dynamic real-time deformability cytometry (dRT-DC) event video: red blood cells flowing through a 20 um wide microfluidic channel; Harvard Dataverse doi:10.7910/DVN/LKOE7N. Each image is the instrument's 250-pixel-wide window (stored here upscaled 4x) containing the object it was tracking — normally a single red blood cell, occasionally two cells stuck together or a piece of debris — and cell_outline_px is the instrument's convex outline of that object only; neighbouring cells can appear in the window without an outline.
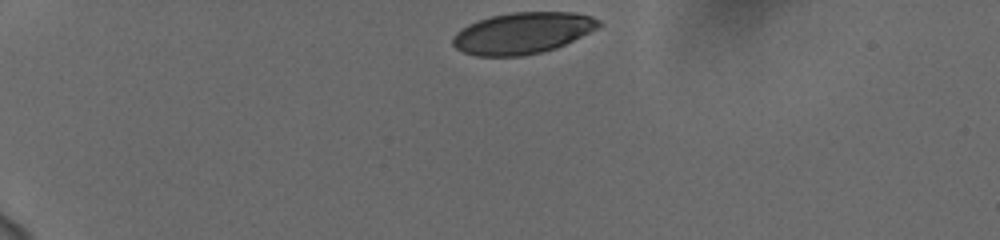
{"species": "human", "species_latin": "Homo sapiens", "temperature_condition": "cold", "stored_images_in_passage": 37, "camera_frame_rate_fps": 3000, "um_per_image_px": 0.085, "donor": {"sex": "female"}, "frame": {"image": 1, "passage_image": 1, "time_ms": 0.0, "image_size_px": [1000, 240], "cell_outline_px": [[604, 24], [556, 48], [540, 52], [520, 56], [476, 56], [464, 52], [456, 48], [452, 44], [452, 36], [456, 32], [468, 24], [476, 20], [492, 16], [512, 12], [576, 12], [592, 16], [600, 20]], "centroid_in_image_um": [44.39, 2.8], "position_along_channel_um": 40.6, "area_um2": 35.14}}
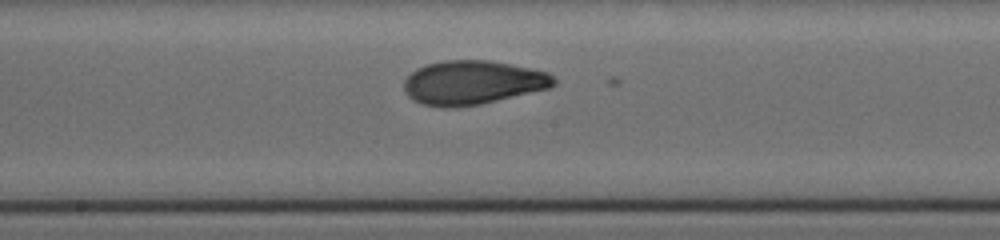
{"frame": {"image": 2, "passage_image": 20, "time_ms": 6.333, "image_size_px": [1000, 240], "cell_outline_px": [[556, 84], [548, 88], [480, 104], [444, 108], [420, 104], [412, 100], [404, 92], [404, 80], [416, 68], [428, 64], [444, 60], [488, 60], [548, 72], [556, 80]], "centroid_in_image_um": [40.12, 7.02], "position_along_channel_um": 208.1, "area_um2": 38.15}}
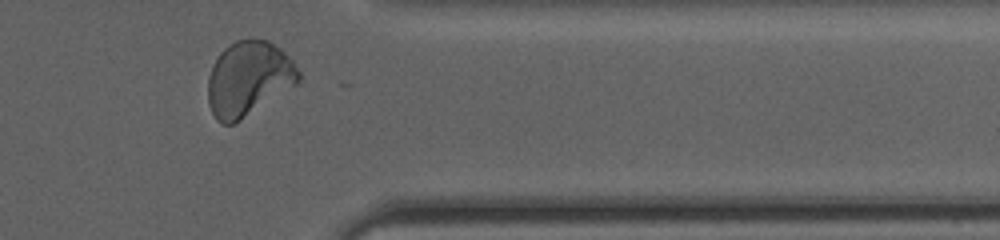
{"frame": {"image": 3, "passage_image": 35, "time_ms": 11.333, "image_size_px": [1000, 240], "cell_outline_px": [[300, 80], [296, 84], [240, 120], [232, 124], [224, 124], [216, 120], [208, 104], [208, 76], [212, 64], [220, 52], [224, 48], [236, 40], [268, 40], [280, 48], [292, 60], [300, 72]], "centroid_in_image_um": [21.1, 6.68], "position_along_channel_um": 390.3, "area_um2": 39.19}, "authors_computed_cell_mechanics": {"area_um2": 37.9168, "velocity_mm_per_s": 3.7357, "shape_relaxation_time_tau1_ms": 3.404, "shape_relaxation_time_tau2_ms": 1.2651, "deformation_change_tau1": 0.153, "deformation_change_tau2": 0.0627}}